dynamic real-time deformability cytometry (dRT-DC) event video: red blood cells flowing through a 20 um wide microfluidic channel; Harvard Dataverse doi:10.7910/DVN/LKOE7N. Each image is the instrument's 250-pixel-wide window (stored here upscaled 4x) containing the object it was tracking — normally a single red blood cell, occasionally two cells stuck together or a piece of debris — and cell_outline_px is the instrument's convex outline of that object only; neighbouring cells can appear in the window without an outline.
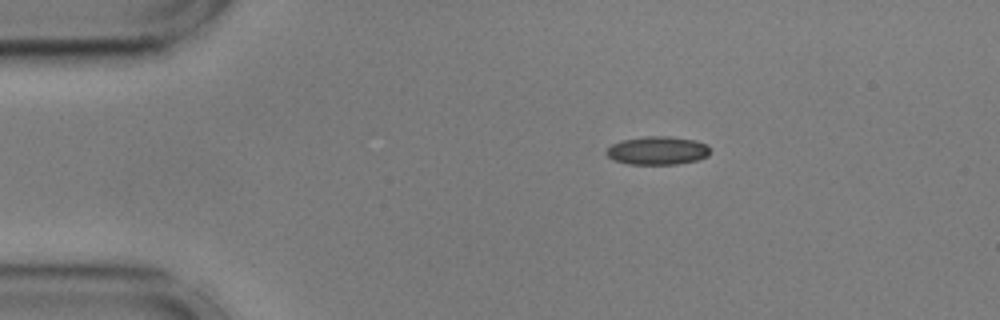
{"species": "common noctule bat (a hibernating species)", "species_latin": "Nyctalus noctula", "temperature_condition": "cold", "stored_images_in_passage": 46, "camera_frame_rate_fps": 3000, "um_per_image_px": 0.085, "animal": {"sex": "male", "body_mass_g": 17.9, "forearm_length_mm": 54.2}, "frame": {"image": 1, "passage_image": 1, "time_ms": 0.0, "image_size_px": [1000, 320], "cell_outline_px": [[708, 156], [696, 160], [676, 164], [628, 164], [612, 160], [604, 152], [612, 144], [620, 140], [644, 136], [668, 136], [696, 140], [708, 144]], "centroid_in_image_um": [55.85, 12.79], "position_along_channel_um": 29.2, "area_um2": 17.22}}
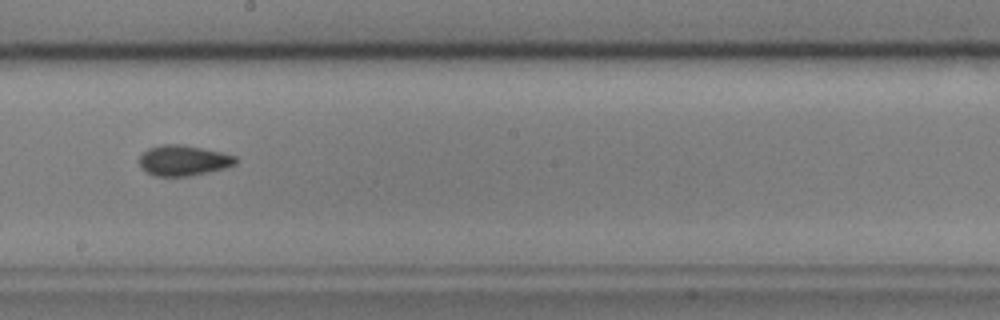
{"frame": {"image": 2, "passage_image": 22, "time_ms": 7.0, "image_size_px": [1000, 320], "cell_outline_px": [[236, 164], [224, 168], [192, 176], [156, 176], [144, 172], [140, 168], [140, 156], [148, 148], [160, 144], [184, 144], [204, 148], [236, 156]], "centroid_in_image_um": [15.56, 13.64], "position_along_channel_um": 232.6, "area_um2": 17.28}}
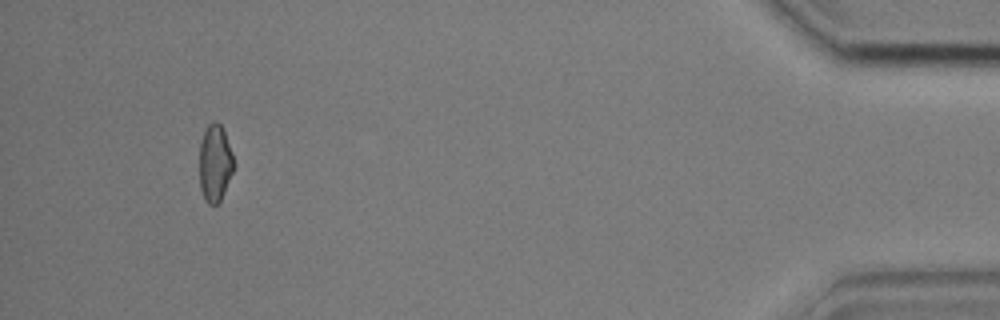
{"frame": {"image": 3, "passage_image": 43, "time_ms": 14.0, "image_size_px": [1000, 320], "cell_outline_px": [[236, 164], [224, 192], [220, 200], [216, 204], [208, 204], [200, 188], [200, 140], [208, 124], [216, 120], [220, 124], [224, 132], [232, 152]], "centroid_in_image_um": [18.28, 13.84], "position_along_channel_um": 416.9, "area_um2": 15.37}, "authors_computed_cell_mechanics": {"area_um2": 16.5886, "velocity_mm_per_s": 3.6248, "shape_relaxation_time_tau1_ms": 6.271, "shape_relaxation_time_tau2_ms": 2.6266, "deformation_change_tau1": 0.0972, "deformation_change_tau2": 0.0835}}